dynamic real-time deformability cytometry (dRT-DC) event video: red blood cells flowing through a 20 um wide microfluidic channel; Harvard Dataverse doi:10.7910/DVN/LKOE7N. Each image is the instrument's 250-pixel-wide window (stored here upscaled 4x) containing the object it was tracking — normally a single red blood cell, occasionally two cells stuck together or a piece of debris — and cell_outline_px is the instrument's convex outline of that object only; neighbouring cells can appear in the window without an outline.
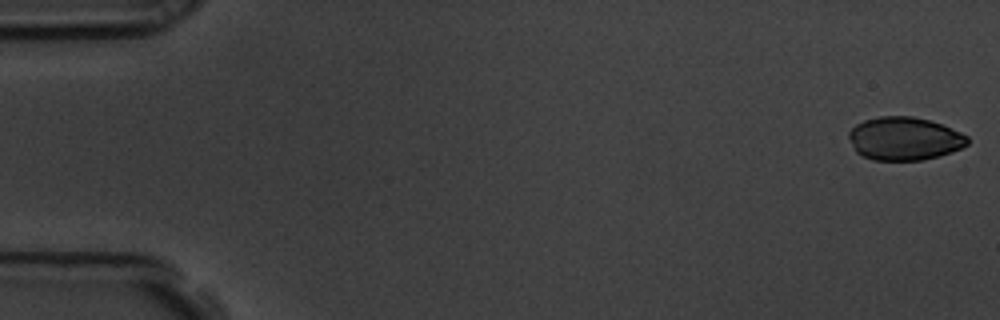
{"species": "common noctule bat (a hibernating species)", "species_latin": "Nyctalus noctula", "temperature_condition": "room temperature", "stored_images_in_passage": 57, "camera_frame_rate_fps": 3000, "um_per_image_px": 0.085, "animal": {"sex": "male", "body_mass_g": 19.5, "forearm_length_mm": 54.6}, "frame": {"image": 1, "passage_image": 1, "time_ms": 0.0, "image_size_px": [1000, 320], "cell_outline_px": [[968, 144], [952, 152], [940, 156], [924, 160], [872, 160], [856, 152], [848, 136], [848, 132], [856, 124], [864, 120], [880, 116], [912, 116], [928, 120], [940, 124], [960, 132], [968, 136]], "centroid_in_image_um": [76.86, 11.79], "position_along_channel_um": 8.1, "area_um2": 29.82}}